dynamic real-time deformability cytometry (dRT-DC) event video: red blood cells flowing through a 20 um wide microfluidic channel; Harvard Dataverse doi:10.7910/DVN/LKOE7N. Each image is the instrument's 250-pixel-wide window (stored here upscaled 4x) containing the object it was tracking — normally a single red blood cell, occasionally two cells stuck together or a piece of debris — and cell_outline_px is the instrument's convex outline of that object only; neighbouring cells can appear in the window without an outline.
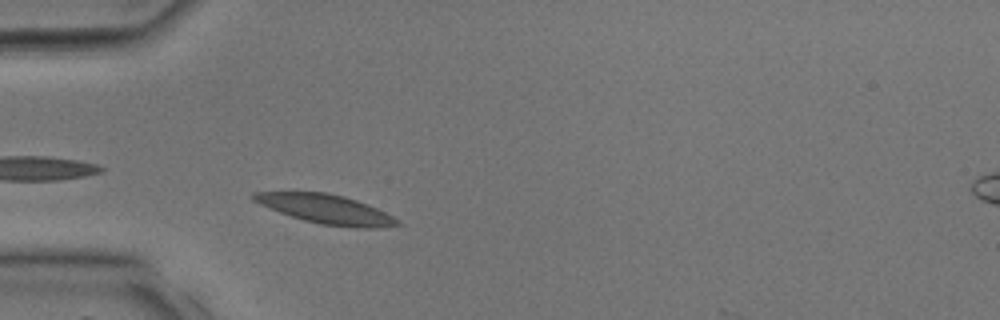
{"species": "common noctule bat (a hibernating species)", "species_latin": "Nyctalus noctula", "temperature_condition": "room temperature", "stored_images_in_passage": 28, "camera_frame_rate_fps": 3000, "um_per_image_px": 0.085, "animal": {"sex": "male", "body_mass_g": 17.9, "forearm_length_mm": 54.2}, "frame": {"image": 1, "passage_image": 5, "time_ms": 1.333, "image_size_px": [1000, 320], "cell_outline_px": [[400, 224], [376, 228], [356, 228], [320, 224], [304, 220], [280, 212], [260, 204], [252, 200], [248, 196], [252, 192], [324, 192], [344, 196], [356, 200], [376, 208], [400, 220]], "centroid_in_image_um": [27.68, 17.77], "position_along_channel_um": 57.3, "area_um2": 24.22}}